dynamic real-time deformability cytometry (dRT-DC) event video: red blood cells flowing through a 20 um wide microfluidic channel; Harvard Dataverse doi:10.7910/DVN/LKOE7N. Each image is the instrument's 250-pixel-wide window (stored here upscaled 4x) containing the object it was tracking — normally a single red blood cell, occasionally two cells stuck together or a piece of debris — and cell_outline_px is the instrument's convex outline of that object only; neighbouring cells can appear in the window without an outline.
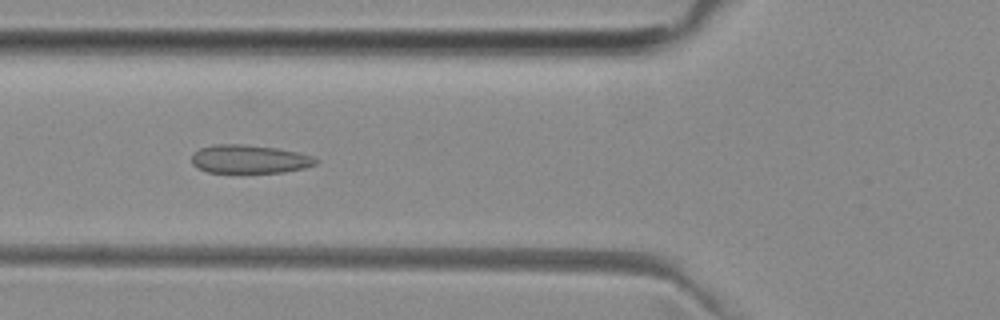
{"species": "common noctule bat (a hibernating species)", "species_latin": "Nyctalus noctula", "temperature_condition": "room temperature", "stored_images_in_passage": 52, "camera_frame_rate_fps": 3000, "um_per_image_px": 0.085, "animal": {"sex": "female", "body_mass_g": 29.2, "forearm_length_mm": 56.3}, "frame": {"image": 1, "passage_image": 19, "time_ms": 6.0, "image_size_px": [1000, 320], "cell_outline_px": [[320, 160], [316, 164], [304, 168], [284, 172], [208, 172], [196, 168], [192, 164], [192, 156], [200, 148], [212, 144], [244, 144], [276, 148], [296, 152], [312, 156]], "centroid_in_image_um": [21.19, 13.52], "position_along_channel_um": 104.6, "area_um2": 20.52}}
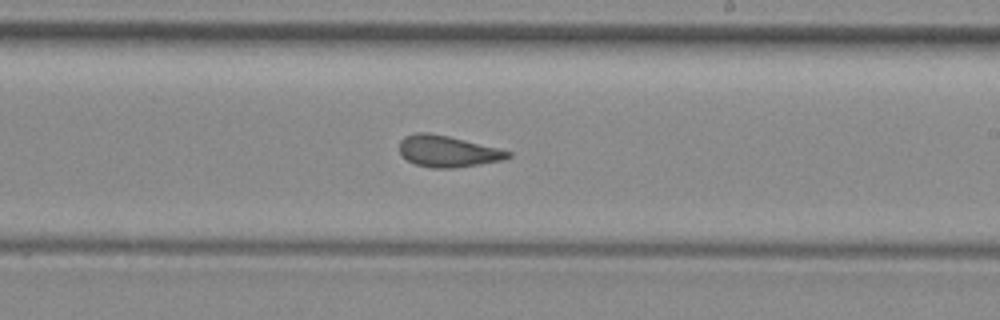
{"frame": {"image": 2, "passage_image": 30, "time_ms": 9.667, "image_size_px": [1000, 320], "cell_outline_px": [[512, 156], [504, 160], [452, 168], [432, 168], [416, 164], [408, 160], [400, 152], [400, 140], [404, 136], [416, 132], [428, 132], [448, 136], [512, 152]], "centroid_in_image_um": [38.03, 12.86], "position_along_channel_um": 251.0, "area_um2": 19.59}}
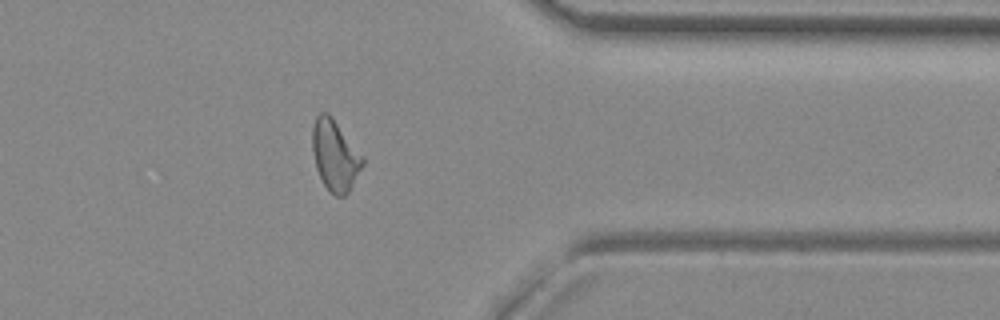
{"frame": {"image": 3, "passage_image": 41, "time_ms": 13.333, "image_size_px": [1000, 320], "cell_outline_px": [[364, 164], [348, 192], [344, 196], [336, 196], [324, 184], [316, 168], [312, 152], [312, 128], [316, 116], [320, 112], [328, 112], [332, 116], [364, 156]], "centroid_in_image_um": [28.48, 13.16], "position_along_channel_um": 382.9, "area_um2": 20.75}, "authors_computed_cell_mechanics": {"area_um2": 20.6635, "velocity_mm_per_s": 3.9954, "shape_relaxation_time_tau1_ms": null, "shape_relaxation_time_tau2_ms": 1.4239, "deformation_change_tau1": null, "deformation_change_tau2": 0.0842}}